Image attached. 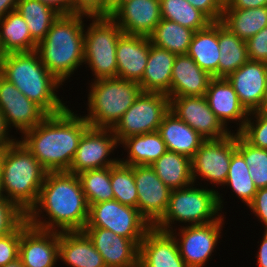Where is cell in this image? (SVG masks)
<instances>
[{
    "mask_svg": "<svg viewBox=\"0 0 267 267\" xmlns=\"http://www.w3.org/2000/svg\"><path fill=\"white\" fill-rule=\"evenodd\" d=\"M0 198H4L3 189H2L1 171H0Z\"/></svg>",
    "mask_w": 267,
    "mask_h": 267,
    "instance_id": "57",
    "label": "cell"
},
{
    "mask_svg": "<svg viewBox=\"0 0 267 267\" xmlns=\"http://www.w3.org/2000/svg\"><path fill=\"white\" fill-rule=\"evenodd\" d=\"M2 267H24L23 264L21 263V260L18 258L13 262H10L6 264L5 266Z\"/></svg>",
    "mask_w": 267,
    "mask_h": 267,
    "instance_id": "55",
    "label": "cell"
},
{
    "mask_svg": "<svg viewBox=\"0 0 267 267\" xmlns=\"http://www.w3.org/2000/svg\"><path fill=\"white\" fill-rule=\"evenodd\" d=\"M19 0H0V19L11 11L16 10Z\"/></svg>",
    "mask_w": 267,
    "mask_h": 267,
    "instance_id": "53",
    "label": "cell"
},
{
    "mask_svg": "<svg viewBox=\"0 0 267 267\" xmlns=\"http://www.w3.org/2000/svg\"><path fill=\"white\" fill-rule=\"evenodd\" d=\"M205 98L210 109L226 128L229 121L239 122L237 133L244 128L249 113L241 105L237 93L226 78L212 77Z\"/></svg>",
    "mask_w": 267,
    "mask_h": 267,
    "instance_id": "23",
    "label": "cell"
},
{
    "mask_svg": "<svg viewBox=\"0 0 267 267\" xmlns=\"http://www.w3.org/2000/svg\"><path fill=\"white\" fill-rule=\"evenodd\" d=\"M163 19L176 22L183 27L199 31L208 27L212 21L187 0H160Z\"/></svg>",
    "mask_w": 267,
    "mask_h": 267,
    "instance_id": "36",
    "label": "cell"
},
{
    "mask_svg": "<svg viewBox=\"0 0 267 267\" xmlns=\"http://www.w3.org/2000/svg\"><path fill=\"white\" fill-rule=\"evenodd\" d=\"M73 13L98 16V0H71V14Z\"/></svg>",
    "mask_w": 267,
    "mask_h": 267,
    "instance_id": "47",
    "label": "cell"
},
{
    "mask_svg": "<svg viewBox=\"0 0 267 267\" xmlns=\"http://www.w3.org/2000/svg\"><path fill=\"white\" fill-rule=\"evenodd\" d=\"M149 57V38L122 34L116 46L117 77L139 83Z\"/></svg>",
    "mask_w": 267,
    "mask_h": 267,
    "instance_id": "22",
    "label": "cell"
},
{
    "mask_svg": "<svg viewBox=\"0 0 267 267\" xmlns=\"http://www.w3.org/2000/svg\"><path fill=\"white\" fill-rule=\"evenodd\" d=\"M90 127L84 116L68 107L61 113L47 115L19 140L47 172L68 171L83 133Z\"/></svg>",
    "mask_w": 267,
    "mask_h": 267,
    "instance_id": "2",
    "label": "cell"
},
{
    "mask_svg": "<svg viewBox=\"0 0 267 267\" xmlns=\"http://www.w3.org/2000/svg\"><path fill=\"white\" fill-rule=\"evenodd\" d=\"M88 206L114 199L111 167L86 170L78 174Z\"/></svg>",
    "mask_w": 267,
    "mask_h": 267,
    "instance_id": "37",
    "label": "cell"
},
{
    "mask_svg": "<svg viewBox=\"0 0 267 267\" xmlns=\"http://www.w3.org/2000/svg\"><path fill=\"white\" fill-rule=\"evenodd\" d=\"M137 188V209L153 227L165 214L171 189L157 176L149 165L133 166Z\"/></svg>",
    "mask_w": 267,
    "mask_h": 267,
    "instance_id": "15",
    "label": "cell"
},
{
    "mask_svg": "<svg viewBox=\"0 0 267 267\" xmlns=\"http://www.w3.org/2000/svg\"><path fill=\"white\" fill-rule=\"evenodd\" d=\"M176 54L150 43L144 75L138 83L142 92L162 93L170 98L172 69Z\"/></svg>",
    "mask_w": 267,
    "mask_h": 267,
    "instance_id": "26",
    "label": "cell"
},
{
    "mask_svg": "<svg viewBox=\"0 0 267 267\" xmlns=\"http://www.w3.org/2000/svg\"><path fill=\"white\" fill-rule=\"evenodd\" d=\"M139 267H187L175 237L152 227L139 245Z\"/></svg>",
    "mask_w": 267,
    "mask_h": 267,
    "instance_id": "21",
    "label": "cell"
},
{
    "mask_svg": "<svg viewBox=\"0 0 267 267\" xmlns=\"http://www.w3.org/2000/svg\"><path fill=\"white\" fill-rule=\"evenodd\" d=\"M0 47L4 54L36 51L37 43L17 10L0 19Z\"/></svg>",
    "mask_w": 267,
    "mask_h": 267,
    "instance_id": "30",
    "label": "cell"
},
{
    "mask_svg": "<svg viewBox=\"0 0 267 267\" xmlns=\"http://www.w3.org/2000/svg\"><path fill=\"white\" fill-rule=\"evenodd\" d=\"M236 151V133L219 139L204 140L191 159L192 180L199 176L211 184L224 186L232 154Z\"/></svg>",
    "mask_w": 267,
    "mask_h": 267,
    "instance_id": "11",
    "label": "cell"
},
{
    "mask_svg": "<svg viewBox=\"0 0 267 267\" xmlns=\"http://www.w3.org/2000/svg\"><path fill=\"white\" fill-rule=\"evenodd\" d=\"M92 23L84 31V64L97 79L116 78V46L123 31L110 16H90Z\"/></svg>",
    "mask_w": 267,
    "mask_h": 267,
    "instance_id": "8",
    "label": "cell"
},
{
    "mask_svg": "<svg viewBox=\"0 0 267 267\" xmlns=\"http://www.w3.org/2000/svg\"><path fill=\"white\" fill-rule=\"evenodd\" d=\"M43 212L49 220H43ZM88 218L89 206L80 179L67 171L46 173L37 202L26 213L30 225L57 232L82 231Z\"/></svg>",
    "mask_w": 267,
    "mask_h": 267,
    "instance_id": "1",
    "label": "cell"
},
{
    "mask_svg": "<svg viewBox=\"0 0 267 267\" xmlns=\"http://www.w3.org/2000/svg\"><path fill=\"white\" fill-rule=\"evenodd\" d=\"M56 9L61 14H71V0H39Z\"/></svg>",
    "mask_w": 267,
    "mask_h": 267,
    "instance_id": "51",
    "label": "cell"
},
{
    "mask_svg": "<svg viewBox=\"0 0 267 267\" xmlns=\"http://www.w3.org/2000/svg\"><path fill=\"white\" fill-rule=\"evenodd\" d=\"M111 186L115 200L121 204L137 208L138 194L133 166L120 162L111 166Z\"/></svg>",
    "mask_w": 267,
    "mask_h": 267,
    "instance_id": "40",
    "label": "cell"
},
{
    "mask_svg": "<svg viewBox=\"0 0 267 267\" xmlns=\"http://www.w3.org/2000/svg\"><path fill=\"white\" fill-rule=\"evenodd\" d=\"M232 0H217V2L222 6H228V4L231 2Z\"/></svg>",
    "mask_w": 267,
    "mask_h": 267,
    "instance_id": "56",
    "label": "cell"
},
{
    "mask_svg": "<svg viewBox=\"0 0 267 267\" xmlns=\"http://www.w3.org/2000/svg\"><path fill=\"white\" fill-rule=\"evenodd\" d=\"M194 33L190 28L162 18L148 38L151 44L181 55L188 53Z\"/></svg>",
    "mask_w": 267,
    "mask_h": 267,
    "instance_id": "35",
    "label": "cell"
},
{
    "mask_svg": "<svg viewBox=\"0 0 267 267\" xmlns=\"http://www.w3.org/2000/svg\"><path fill=\"white\" fill-rule=\"evenodd\" d=\"M193 7L203 12L212 22L221 21L223 7L217 0H187Z\"/></svg>",
    "mask_w": 267,
    "mask_h": 267,
    "instance_id": "45",
    "label": "cell"
},
{
    "mask_svg": "<svg viewBox=\"0 0 267 267\" xmlns=\"http://www.w3.org/2000/svg\"><path fill=\"white\" fill-rule=\"evenodd\" d=\"M239 134L252 146L267 149V114L259 111L249 113Z\"/></svg>",
    "mask_w": 267,
    "mask_h": 267,
    "instance_id": "41",
    "label": "cell"
},
{
    "mask_svg": "<svg viewBox=\"0 0 267 267\" xmlns=\"http://www.w3.org/2000/svg\"><path fill=\"white\" fill-rule=\"evenodd\" d=\"M226 79L248 113L259 109L265 93L267 63L248 60Z\"/></svg>",
    "mask_w": 267,
    "mask_h": 267,
    "instance_id": "20",
    "label": "cell"
},
{
    "mask_svg": "<svg viewBox=\"0 0 267 267\" xmlns=\"http://www.w3.org/2000/svg\"><path fill=\"white\" fill-rule=\"evenodd\" d=\"M85 227H99L133 240L138 246L152 228L135 207L109 200L89 206V218Z\"/></svg>",
    "mask_w": 267,
    "mask_h": 267,
    "instance_id": "10",
    "label": "cell"
},
{
    "mask_svg": "<svg viewBox=\"0 0 267 267\" xmlns=\"http://www.w3.org/2000/svg\"><path fill=\"white\" fill-rule=\"evenodd\" d=\"M59 254V232L21 223L19 259L24 267H55Z\"/></svg>",
    "mask_w": 267,
    "mask_h": 267,
    "instance_id": "16",
    "label": "cell"
},
{
    "mask_svg": "<svg viewBox=\"0 0 267 267\" xmlns=\"http://www.w3.org/2000/svg\"><path fill=\"white\" fill-rule=\"evenodd\" d=\"M158 132L169 151L192 159L205 140L188 124L169 111L162 120Z\"/></svg>",
    "mask_w": 267,
    "mask_h": 267,
    "instance_id": "27",
    "label": "cell"
},
{
    "mask_svg": "<svg viewBox=\"0 0 267 267\" xmlns=\"http://www.w3.org/2000/svg\"><path fill=\"white\" fill-rule=\"evenodd\" d=\"M236 150L248 165L257 189L267 187V149L252 146L236 132Z\"/></svg>",
    "mask_w": 267,
    "mask_h": 267,
    "instance_id": "39",
    "label": "cell"
},
{
    "mask_svg": "<svg viewBox=\"0 0 267 267\" xmlns=\"http://www.w3.org/2000/svg\"><path fill=\"white\" fill-rule=\"evenodd\" d=\"M20 240L21 224L9 234L0 237V267L18 259Z\"/></svg>",
    "mask_w": 267,
    "mask_h": 267,
    "instance_id": "43",
    "label": "cell"
},
{
    "mask_svg": "<svg viewBox=\"0 0 267 267\" xmlns=\"http://www.w3.org/2000/svg\"><path fill=\"white\" fill-rule=\"evenodd\" d=\"M267 6V0H232L223 9H250Z\"/></svg>",
    "mask_w": 267,
    "mask_h": 267,
    "instance_id": "48",
    "label": "cell"
},
{
    "mask_svg": "<svg viewBox=\"0 0 267 267\" xmlns=\"http://www.w3.org/2000/svg\"><path fill=\"white\" fill-rule=\"evenodd\" d=\"M88 94V115L93 128L112 129L142 92L137 82L121 78L93 80Z\"/></svg>",
    "mask_w": 267,
    "mask_h": 267,
    "instance_id": "6",
    "label": "cell"
},
{
    "mask_svg": "<svg viewBox=\"0 0 267 267\" xmlns=\"http://www.w3.org/2000/svg\"><path fill=\"white\" fill-rule=\"evenodd\" d=\"M25 219L26 214L16 204L0 198V237L15 230Z\"/></svg>",
    "mask_w": 267,
    "mask_h": 267,
    "instance_id": "42",
    "label": "cell"
},
{
    "mask_svg": "<svg viewBox=\"0 0 267 267\" xmlns=\"http://www.w3.org/2000/svg\"><path fill=\"white\" fill-rule=\"evenodd\" d=\"M219 52L217 21L194 33L187 54L211 77H218Z\"/></svg>",
    "mask_w": 267,
    "mask_h": 267,
    "instance_id": "28",
    "label": "cell"
},
{
    "mask_svg": "<svg viewBox=\"0 0 267 267\" xmlns=\"http://www.w3.org/2000/svg\"><path fill=\"white\" fill-rule=\"evenodd\" d=\"M0 111L8 127L24 133L39 124L48 114L28 99L13 83L0 75Z\"/></svg>",
    "mask_w": 267,
    "mask_h": 267,
    "instance_id": "17",
    "label": "cell"
},
{
    "mask_svg": "<svg viewBox=\"0 0 267 267\" xmlns=\"http://www.w3.org/2000/svg\"><path fill=\"white\" fill-rule=\"evenodd\" d=\"M84 16L90 18L85 13L61 14L37 44L41 62L62 84L84 63Z\"/></svg>",
    "mask_w": 267,
    "mask_h": 267,
    "instance_id": "3",
    "label": "cell"
},
{
    "mask_svg": "<svg viewBox=\"0 0 267 267\" xmlns=\"http://www.w3.org/2000/svg\"><path fill=\"white\" fill-rule=\"evenodd\" d=\"M170 111V98L162 93L141 92L112 128L118 143L133 135L156 132Z\"/></svg>",
    "mask_w": 267,
    "mask_h": 267,
    "instance_id": "9",
    "label": "cell"
},
{
    "mask_svg": "<svg viewBox=\"0 0 267 267\" xmlns=\"http://www.w3.org/2000/svg\"><path fill=\"white\" fill-rule=\"evenodd\" d=\"M262 241L260 243L259 251L257 252V266L267 267V231L263 234Z\"/></svg>",
    "mask_w": 267,
    "mask_h": 267,
    "instance_id": "52",
    "label": "cell"
},
{
    "mask_svg": "<svg viewBox=\"0 0 267 267\" xmlns=\"http://www.w3.org/2000/svg\"><path fill=\"white\" fill-rule=\"evenodd\" d=\"M151 167L171 190L186 188L193 183L191 159L167 150Z\"/></svg>",
    "mask_w": 267,
    "mask_h": 267,
    "instance_id": "32",
    "label": "cell"
},
{
    "mask_svg": "<svg viewBox=\"0 0 267 267\" xmlns=\"http://www.w3.org/2000/svg\"><path fill=\"white\" fill-rule=\"evenodd\" d=\"M0 170L4 198L26 214L37 202L47 171L19 140L4 148Z\"/></svg>",
    "mask_w": 267,
    "mask_h": 267,
    "instance_id": "5",
    "label": "cell"
},
{
    "mask_svg": "<svg viewBox=\"0 0 267 267\" xmlns=\"http://www.w3.org/2000/svg\"><path fill=\"white\" fill-rule=\"evenodd\" d=\"M224 185L230 186V189L247 206L252 202L258 190L250 176L248 165L237 150L232 154L228 176Z\"/></svg>",
    "mask_w": 267,
    "mask_h": 267,
    "instance_id": "38",
    "label": "cell"
},
{
    "mask_svg": "<svg viewBox=\"0 0 267 267\" xmlns=\"http://www.w3.org/2000/svg\"><path fill=\"white\" fill-rule=\"evenodd\" d=\"M0 75L48 115L61 113L68 107L56 94L63 84L43 65L36 51L4 54Z\"/></svg>",
    "mask_w": 267,
    "mask_h": 267,
    "instance_id": "4",
    "label": "cell"
},
{
    "mask_svg": "<svg viewBox=\"0 0 267 267\" xmlns=\"http://www.w3.org/2000/svg\"><path fill=\"white\" fill-rule=\"evenodd\" d=\"M193 186L194 184L171 190L167 210L153 226L154 228L171 232L173 231L171 224H174V221L188 222L189 226H192L208 224L222 217L220 212H222L223 200L218 191Z\"/></svg>",
    "mask_w": 267,
    "mask_h": 267,
    "instance_id": "7",
    "label": "cell"
},
{
    "mask_svg": "<svg viewBox=\"0 0 267 267\" xmlns=\"http://www.w3.org/2000/svg\"><path fill=\"white\" fill-rule=\"evenodd\" d=\"M252 213L264 224L267 231V187L259 188L252 202L248 205Z\"/></svg>",
    "mask_w": 267,
    "mask_h": 267,
    "instance_id": "46",
    "label": "cell"
},
{
    "mask_svg": "<svg viewBox=\"0 0 267 267\" xmlns=\"http://www.w3.org/2000/svg\"><path fill=\"white\" fill-rule=\"evenodd\" d=\"M248 59L267 63V26L246 41Z\"/></svg>",
    "mask_w": 267,
    "mask_h": 267,
    "instance_id": "44",
    "label": "cell"
},
{
    "mask_svg": "<svg viewBox=\"0 0 267 267\" xmlns=\"http://www.w3.org/2000/svg\"><path fill=\"white\" fill-rule=\"evenodd\" d=\"M16 10L28 25L31 38L38 44L61 15L56 9L39 0H19Z\"/></svg>",
    "mask_w": 267,
    "mask_h": 267,
    "instance_id": "34",
    "label": "cell"
},
{
    "mask_svg": "<svg viewBox=\"0 0 267 267\" xmlns=\"http://www.w3.org/2000/svg\"><path fill=\"white\" fill-rule=\"evenodd\" d=\"M211 78L188 54L176 55L170 97L205 96Z\"/></svg>",
    "mask_w": 267,
    "mask_h": 267,
    "instance_id": "24",
    "label": "cell"
},
{
    "mask_svg": "<svg viewBox=\"0 0 267 267\" xmlns=\"http://www.w3.org/2000/svg\"><path fill=\"white\" fill-rule=\"evenodd\" d=\"M8 130H9V127L6 123L5 117L0 111V146L4 148L18 141L15 138L13 139V137L11 139Z\"/></svg>",
    "mask_w": 267,
    "mask_h": 267,
    "instance_id": "50",
    "label": "cell"
},
{
    "mask_svg": "<svg viewBox=\"0 0 267 267\" xmlns=\"http://www.w3.org/2000/svg\"><path fill=\"white\" fill-rule=\"evenodd\" d=\"M119 144L128 152V158L124 160L119 158V162L129 166H151L168 150L158 131L133 135L123 139Z\"/></svg>",
    "mask_w": 267,
    "mask_h": 267,
    "instance_id": "29",
    "label": "cell"
},
{
    "mask_svg": "<svg viewBox=\"0 0 267 267\" xmlns=\"http://www.w3.org/2000/svg\"><path fill=\"white\" fill-rule=\"evenodd\" d=\"M110 17L124 34L148 37L162 19L160 0H124Z\"/></svg>",
    "mask_w": 267,
    "mask_h": 267,
    "instance_id": "19",
    "label": "cell"
},
{
    "mask_svg": "<svg viewBox=\"0 0 267 267\" xmlns=\"http://www.w3.org/2000/svg\"><path fill=\"white\" fill-rule=\"evenodd\" d=\"M124 0H98V16H111Z\"/></svg>",
    "mask_w": 267,
    "mask_h": 267,
    "instance_id": "49",
    "label": "cell"
},
{
    "mask_svg": "<svg viewBox=\"0 0 267 267\" xmlns=\"http://www.w3.org/2000/svg\"><path fill=\"white\" fill-rule=\"evenodd\" d=\"M218 44V78H227L249 60L246 42L218 21Z\"/></svg>",
    "mask_w": 267,
    "mask_h": 267,
    "instance_id": "31",
    "label": "cell"
},
{
    "mask_svg": "<svg viewBox=\"0 0 267 267\" xmlns=\"http://www.w3.org/2000/svg\"><path fill=\"white\" fill-rule=\"evenodd\" d=\"M3 57H4V53L2 52L1 47H0V64H1V61L3 60Z\"/></svg>",
    "mask_w": 267,
    "mask_h": 267,
    "instance_id": "59",
    "label": "cell"
},
{
    "mask_svg": "<svg viewBox=\"0 0 267 267\" xmlns=\"http://www.w3.org/2000/svg\"><path fill=\"white\" fill-rule=\"evenodd\" d=\"M82 231L103 257L106 267H139V246L133 240L99 227H84Z\"/></svg>",
    "mask_w": 267,
    "mask_h": 267,
    "instance_id": "18",
    "label": "cell"
},
{
    "mask_svg": "<svg viewBox=\"0 0 267 267\" xmlns=\"http://www.w3.org/2000/svg\"><path fill=\"white\" fill-rule=\"evenodd\" d=\"M119 145L112 129L89 127L80 138L75 156L67 172L78 175L86 170L114 166L119 162V159H110L108 156Z\"/></svg>",
    "mask_w": 267,
    "mask_h": 267,
    "instance_id": "12",
    "label": "cell"
},
{
    "mask_svg": "<svg viewBox=\"0 0 267 267\" xmlns=\"http://www.w3.org/2000/svg\"><path fill=\"white\" fill-rule=\"evenodd\" d=\"M257 111L267 114V79H266L264 97H263L262 103H261V105Z\"/></svg>",
    "mask_w": 267,
    "mask_h": 267,
    "instance_id": "54",
    "label": "cell"
},
{
    "mask_svg": "<svg viewBox=\"0 0 267 267\" xmlns=\"http://www.w3.org/2000/svg\"><path fill=\"white\" fill-rule=\"evenodd\" d=\"M221 22L246 42L267 26V6L250 9H223Z\"/></svg>",
    "mask_w": 267,
    "mask_h": 267,
    "instance_id": "33",
    "label": "cell"
},
{
    "mask_svg": "<svg viewBox=\"0 0 267 267\" xmlns=\"http://www.w3.org/2000/svg\"><path fill=\"white\" fill-rule=\"evenodd\" d=\"M58 259L70 267H106L103 257L83 231H59Z\"/></svg>",
    "mask_w": 267,
    "mask_h": 267,
    "instance_id": "25",
    "label": "cell"
},
{
    "mask_svg": "<svg viewBox=\"0 0 267 267\" xmlns=\"http://www.w3.org/2000/svg\"><path fill=\"white\" fill-rule=\"evenodd\" d=\"M223 218L222 216L219 220L203 225L181 226L177 235L174 233L176 229L170 232L177 241L180 256L187 267L206 265L221 237Z\"/></svg>",
    "mask_w": 267,
    "mask_h": 267,
    "instance_id": "13",
    "label": "cell"
},
{
    "mask_svg": "<svg viewBox=\"0 0 267 267\" xmlns=\"http://www.w3.org/2000/svg\"><path fill=\"white\" fill-rule=\"evenodd\" d=\"M3 152H4V147L0 146V163H1V158H2Z\"/></svg>",
    "mask_w": 267,
    "mask_h": 267,
    "instance_id": "58",
    "label": "cell"
},
{
    "mask_svg": "<svg viewBox=\"0 0 267 267\" xmlns=\"http://www.w3.org/2000/svg\"><path fill=\"white\" fill-rule=\"evenodd\" d=\"M170 111L205 140L231 134L210 109L205 96L170 97Z\"/></svg>",
    "mask_w": 267,
    "mask_h": 267,
    "instance_id": "14",
    "label": "cell"
}]
</instances>
